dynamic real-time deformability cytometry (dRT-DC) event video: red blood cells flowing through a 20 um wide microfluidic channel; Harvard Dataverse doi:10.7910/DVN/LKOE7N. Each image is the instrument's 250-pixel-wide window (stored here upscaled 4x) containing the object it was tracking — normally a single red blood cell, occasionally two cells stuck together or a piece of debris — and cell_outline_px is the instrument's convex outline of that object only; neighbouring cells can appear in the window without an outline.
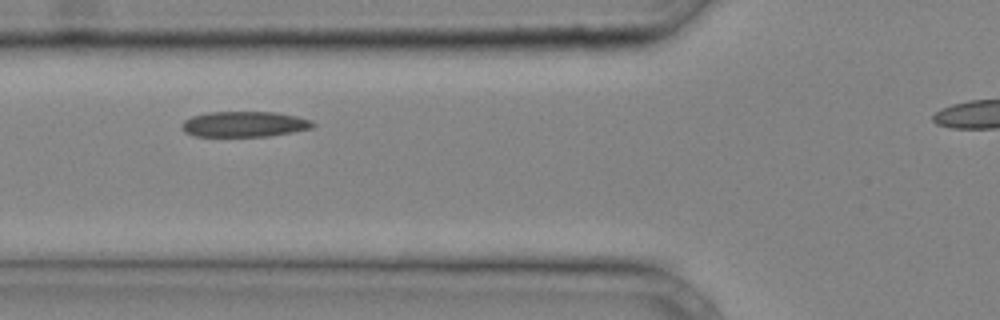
{"species": "common noctule bat (a hibernating species)", "species_latin": "Nyctalus noctula", "temperature_condition": "cold", "stored_images_in_passage": 11, "camera_frame_rate_fps": 3000, "um_per_image_px": 0.085, "animal": {"sex": "male", "body_mass_g": 20.4}, "frame": {"image": 1, "passage_image": 3, "time_ms": 0.667, "image_size_px": [1000, 320], "cell_outline_px": [[316, 124], [312, 128], [292, 132], [268, 136], [196, 136], [184, 132], [180, 128], [180, 124], [184, 120], [192, 116], [208, 112], [276, 112], [296, 116], [312, 120]], "centroid_in_image_um": [20.75, 10.55], "position_along_channel_um": 105.1, "area_um2": 19.59}}
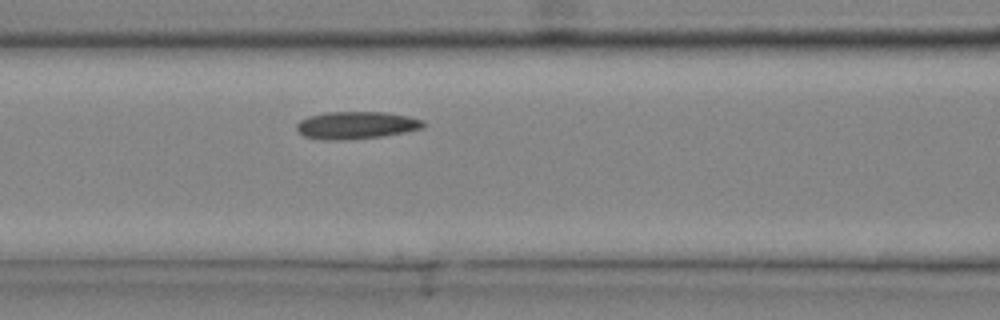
{"frame": {"image": 2, "passage_image": 5, "time_ms": 1.333, "image_size_px": [1000, 320], "cell_outline_px": [[428, 124], [424, 128], [404, 132], [380, 136], [348, 140], [324, 140], [304, 136], [296, 128], [296, 124], [300, 120], [308, 116], [324, 112], [388, 112], [408, 116], [424, 120]], "centroid_in_image_um": [30.3, 10.64], "position_along_channel_um": 136.3, "area_um2": 20.46}}